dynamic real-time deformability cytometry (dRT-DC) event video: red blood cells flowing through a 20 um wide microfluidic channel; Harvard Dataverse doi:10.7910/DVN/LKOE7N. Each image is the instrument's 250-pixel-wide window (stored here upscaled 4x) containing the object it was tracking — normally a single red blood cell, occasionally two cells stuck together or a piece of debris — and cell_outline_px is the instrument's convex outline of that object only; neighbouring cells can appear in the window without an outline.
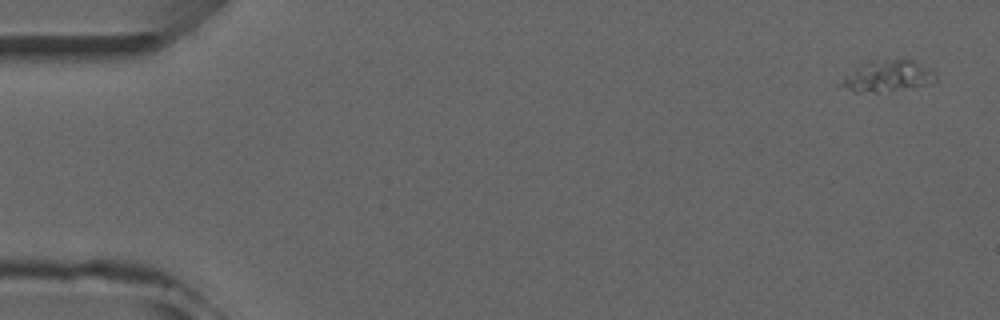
{"species": "common noctule bat (a hibernating species)", "species_latin": "Nyctalus noctula", "temperature_condition": "room temperature", "stored_images_in_passage": 7, "camera_frame_rate_fps": 3000, "um_per_image_px": 0.085, "animal": {"sex": "male", "forearm_length_mm": 52.5}, "frame": {"image": 1, "passage_image": 1, "time_ms": 0.0, "image_size_px": [1000, 320], "cell_outline_px": [[936, 80], [932, 84], [892, 92], [856, 92], [832, 84], [868, 60], [904, 56], [908, 56], [932, 72], [936, 76]], "centroid_in_image_um": [75.4, 6.45], "position_along_channel_um": 9.6, "area_um2": 18.32}}
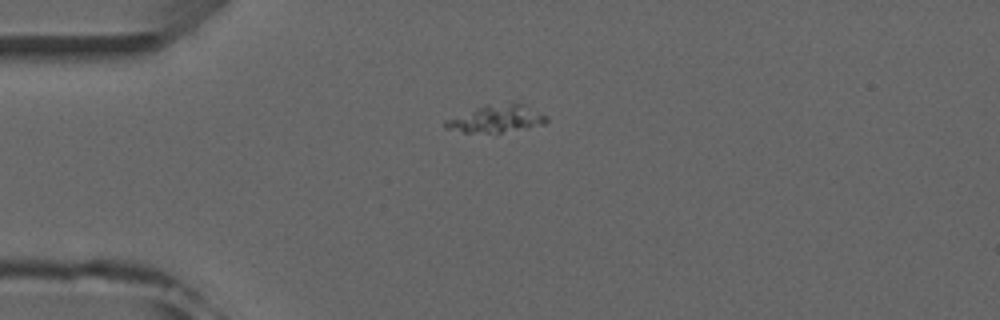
{"frame": {"image": 2, "passage_image": 4, "time_ms": 3.667, "image_size_px": [1000, 320], "cell_outline_px": [[548, 120], [544, 124], [500, 132], [464, 132], [444, 128], [444, 120], [476, 108], [488, 104], [516, 100], [520, 100], [548, 116]], "centroid_in_image_um": [42.25, 10.03], "position_along_channel_um": 42.7, "area_um2": 16.42}}
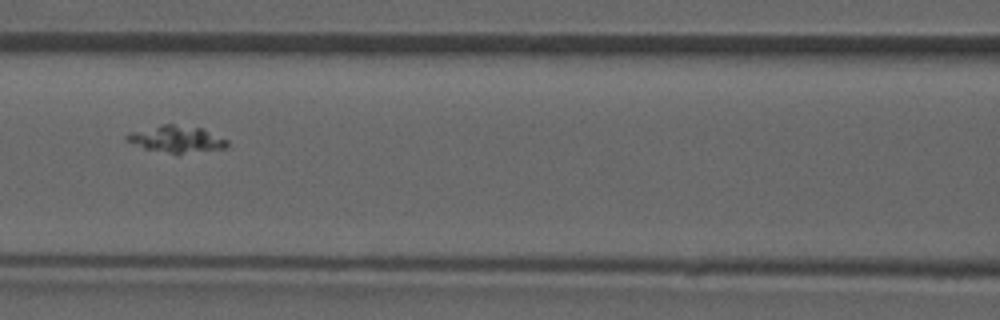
{"frame": {"image": 3, "passage_image": 7, "time_ms": 7.0, "image_size_px": [1000, 320], "cell_outline_px": [[228, 144], [224, 148], [176, 156], [144, 148], [124, 140], [124, 136], [132, 132], [160, 124], [172, 124], [200, 128], [228, 140]], "centroid_in_image_um": [14.98, 11.86], "position_along_channel_um": 151.6, "area_um2": 15.9}}